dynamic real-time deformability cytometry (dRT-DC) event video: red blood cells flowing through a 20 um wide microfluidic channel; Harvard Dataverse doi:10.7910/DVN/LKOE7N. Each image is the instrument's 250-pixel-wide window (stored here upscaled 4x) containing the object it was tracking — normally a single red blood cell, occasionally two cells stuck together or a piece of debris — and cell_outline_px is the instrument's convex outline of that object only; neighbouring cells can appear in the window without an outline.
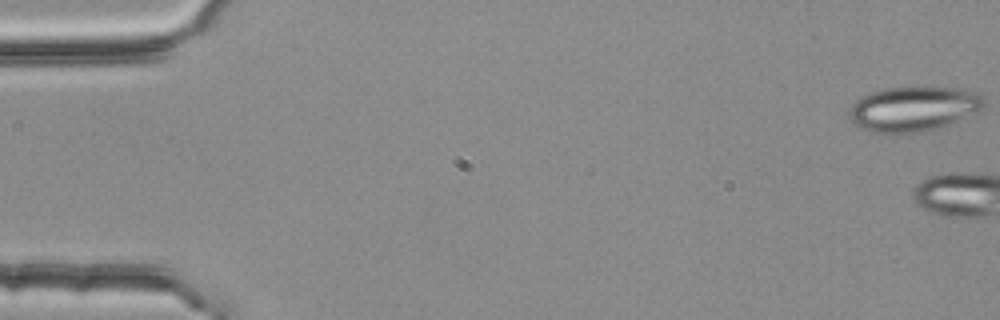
{"species": "common noctule bat (a hibernating species)", "species_latin": "Nyctalus noctula", "temperature_condition": "room temperature", "stored_images_in_passage": 5, "camera_frame_rate_fps": 3000, "um_per_image_px": 0.085, "animal": {"sex": "female", "body_mass_g": 25.1}, "frame": {"image": 1, "passage_image": 1, "time_ms": 0.0, "image_size_px": [1000, 320], "cell_outline_px": [[984, 108], [980, 112], [948, 124], [936, 128], [920, 132], [872, 132], [860, 128], [848, 116], [848, 108], [860, 96], [884, 88], [952, 88], [980, 92], [984, 96]], "centroid_in_image_um": [77.66, 9.24], "position_along_channel_um": 7.3, "area_um2": 35.08}}